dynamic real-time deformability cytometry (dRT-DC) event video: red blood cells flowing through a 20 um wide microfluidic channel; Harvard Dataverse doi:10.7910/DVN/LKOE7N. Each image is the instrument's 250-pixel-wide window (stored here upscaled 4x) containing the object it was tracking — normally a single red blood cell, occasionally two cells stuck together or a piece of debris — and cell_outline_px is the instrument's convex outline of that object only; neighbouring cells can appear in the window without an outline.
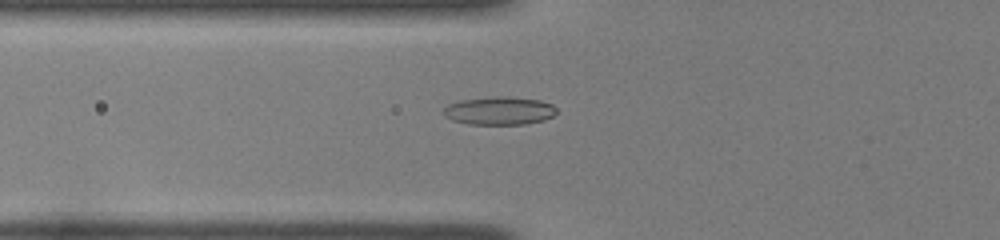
{"species": "common noctule bat (a hibernating species)", "species_latin": "Nyctalus noctula", "temperature_condition": "room temperature", "stored_images_in_passage": 55, "camera_frame_rate_fps": 3000, "um_per_image_px": 0.085, "animal": {"sex": "female", "body_mass_g": 22.0, "forearm_length_mm": 56.7}, "frame": {"image": 1, "passage_image": 24, "time_ms": 7.667, "image_size_px": [1000, 240], "cell_outline_px": [[556, 112], [552, 116], [544, 120], [524, 124], [468, 124], [452, 120], [444, 116], [444, 108], [448, 104], [460, 100], [496, 96], [508, 96], [540, 100], [552, 104], [556, 108]], "centroid_in_image_um": [42.44, 9.41], "position_along_channel_um": 83.4, "area_um2": 18.55}}
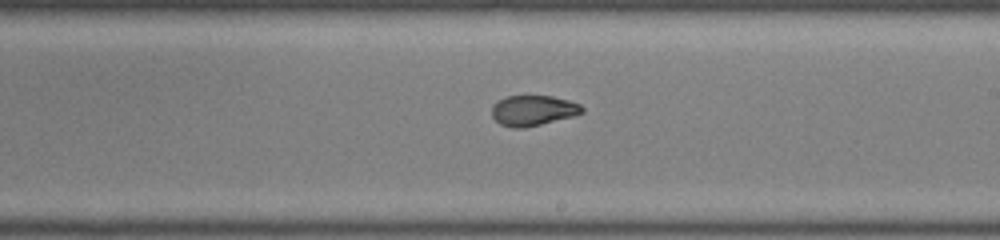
{"frame": {"image": 2, "passage_image": 36, "time_ms": 11.667, "image_size_px": [1000, 240], "cell_outline_px": [[584, 112], [576, 116], [524, 128], [512, 128], [500, 124], [492, 116], [492, 104], [508, 96], [552, 96], [568, 100], [580, 104], [584, 108]], "centroid_in_image_um": [45.34, 9.4], "position_along_channel_um": 243.7, "area_um2": 16.07}}
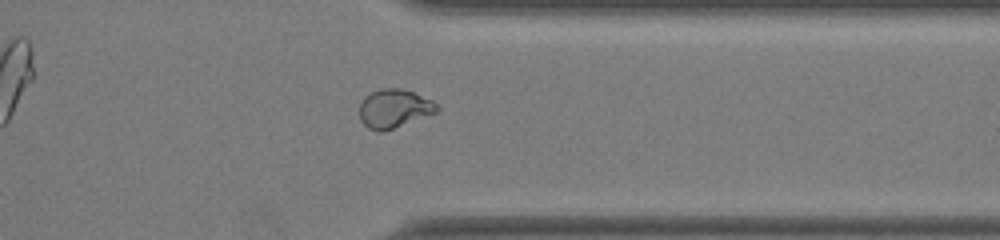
{"frame": {"image": 3, "passage_image": 46, "time_ms": 15.0, "image_size_px": [1000, 240], "cell_outline_px": [[440, 108], [436, 112], [384, 132], [376, 132], [368, 128], [360, 120], [360, 104], [364, 96], [380, 88], [404, 88], [432, 100]], "centroid_in_image_um": [33.48, 9.22], "position_along_channel_um": 377.9, "area_um2": 17.51}, "authors_computed_cell_mechanics": {"area_um2": 17.051, "velocity_mm_per_s": 4.0056, "shape_relaxation_time_tau1_ms": 5.4112, "shape_relaxation_time_tau2_ms": 0.9123, "deformation_change_tau1": 0.2168, "deformation_change_tau2": 0.0544}}